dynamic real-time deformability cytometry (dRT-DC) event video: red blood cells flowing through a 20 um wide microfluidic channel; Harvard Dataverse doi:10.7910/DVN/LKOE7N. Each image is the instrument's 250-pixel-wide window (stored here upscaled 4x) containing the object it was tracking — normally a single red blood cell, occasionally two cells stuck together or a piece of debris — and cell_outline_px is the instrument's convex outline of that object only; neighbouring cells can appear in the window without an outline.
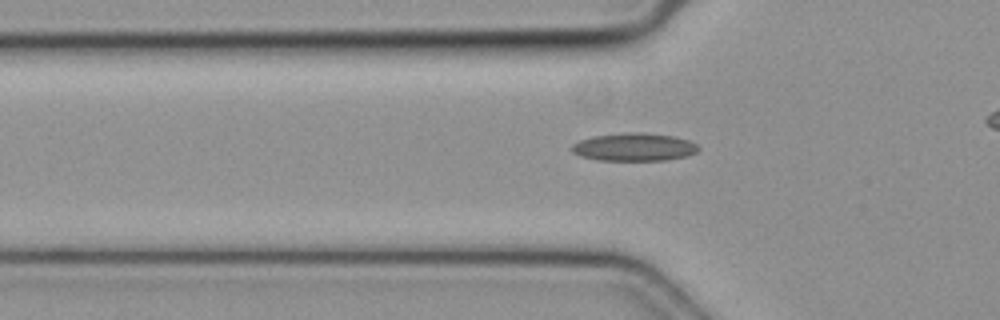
{"species": "common noctule bat (a hibernating species)", "species_latin": "Nyctalus noctula", "temperature_condition": "cold", "stored_images_in_passage": 41, "camera_frame_rate_fps": 3000, "um_per_image_px": 0.085, "animal": {"sex": "female", "body_mass_g": 19.3, "forearm_length_mm": 54.1}, "frame": {"image": 1, "passage_image": 15, "time_ms": 4.667, "image_size_px": [1000, 320], "cell_outline_px": [[700, 148], [696, 152], [688, 156], [664, 160], [596, 160], [580, 156], [572, 152], [572, 144], [580, 140], [592, 136], [628, 132], [640, 132], [672, 136], [688, 140], [696, 144]], "centroid_in_image_um": [53.88, 12.5], "position_along_channel_um": 71.9, "area_um2": 20.58}}
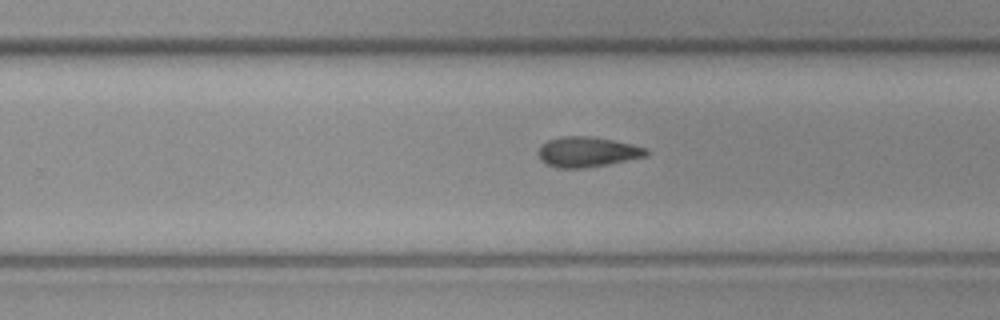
{"frame": {"image": 2, "passage_image": 30, "time_ms": 9.667, "image_size_px": [1000, 320], "cell_outline_px": [[648, 156], [608, 164], [584, 168], [556, 168], [540, 160], [536, 152], [548, 140], [564, 136], [588, 136], [612, 140], [632, 144], [648, 148]], "centroid_in_image_um": [49.93, 12.92], "position_along_channel_um": 279.9, "area_um2": 18.96}}
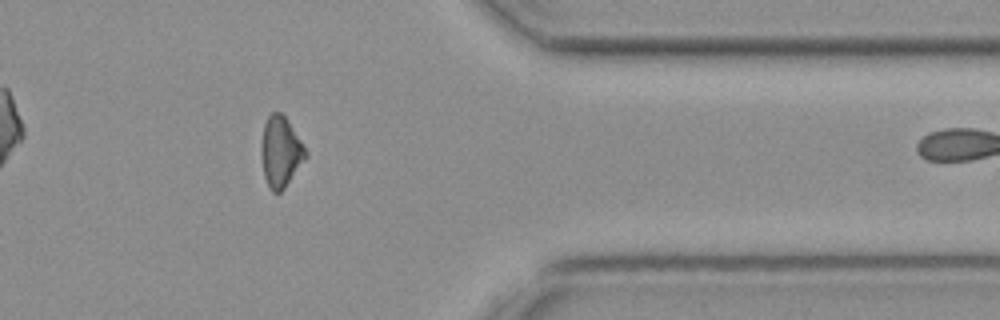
{"frame": {"image": 3, "passage_image": 39, "time_ms": 12.667, "image_size_px": [1000, 320], "cell_outline_px": [[308, 156], [284, 188], [280, 192], [272, 192], [268, 188], [264, 176], [260, 156], [260, 148], [264, 124], [268, 116], [272, 112], [280, 112], [288, 120], [308, 152]], "centroid_in_image_um": [23.84, 12.91], "position_along_channel_um": 387.6, "area_um2": 18.44}}